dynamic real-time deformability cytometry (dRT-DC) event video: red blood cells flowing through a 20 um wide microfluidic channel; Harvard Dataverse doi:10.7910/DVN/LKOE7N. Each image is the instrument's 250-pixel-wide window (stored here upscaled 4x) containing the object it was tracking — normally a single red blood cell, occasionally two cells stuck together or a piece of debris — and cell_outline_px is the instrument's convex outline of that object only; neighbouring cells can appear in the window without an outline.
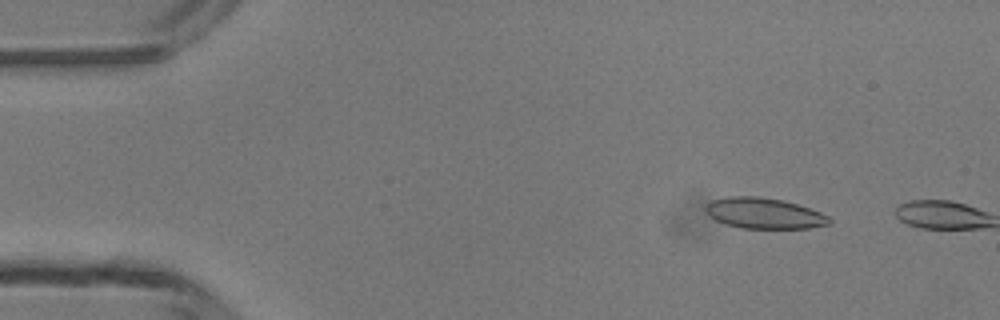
{"species": "common noctule bat (a hibernating species)", "species_latin": "Nyctalus noctula", "temperature_condition": "room temperature", "stored_images_in_passage": 7, "camera_frame_rate_fps": 3000, "um_per_image_px": 0.085, "animal": {"sex": "male", "body_mass_g": 13.3}, "frame": {"image": 1, "passage_image": 6, "time_ms": 1.667, "image_size_px": [1000, 320], "cell_outline_px": [[832, 224], [808, 228], [740, 228], [716, 220], [704, 208], [712, 200], [728, 196], [760, 196], [784, 200], [820, 212], [828, 216], [832, 220]], "centroid_in_image_um": [64.99, 18.12], "position_along_channel_um": 20.0, "area_um2": 22.02}}